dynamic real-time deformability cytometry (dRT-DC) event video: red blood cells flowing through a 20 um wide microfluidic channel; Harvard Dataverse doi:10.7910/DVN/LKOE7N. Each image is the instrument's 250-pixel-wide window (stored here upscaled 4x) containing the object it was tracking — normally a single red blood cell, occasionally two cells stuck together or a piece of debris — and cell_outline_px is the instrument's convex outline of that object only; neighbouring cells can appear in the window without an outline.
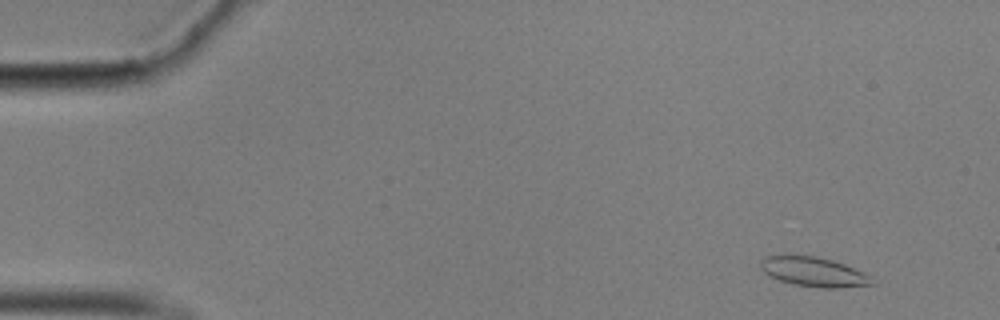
{"species": "common noctule bat (a hibernating species)", "species_latin": "Nyctalus noctula", "temperature_condition": "cold", "stored_images_in_passage": 59, "segment_of_instrument_passage": [1, 2], "camera_frame_rate_fps": 3000, "um_per_image_px": 0.085, "animal": {"sex": "male", "body_mass_g": 17.9}, "frame": {"image": 1, "passage_image": 5, "time_ms": 1.333, "image_size_px": [1000, 320], "cell_outline_px": [[876, 284], [840, 288], [824, 288], [792, 284], [768, 276], [760, 268], [760, 260], [764, 256], [788, 252], [816, 256], [832, 260], [844, 264], [872, 276]], "centroid_in_image_um": [69.1, 23.06], "position_along_channel_um": 15.9, "area_um2": 19.94}}
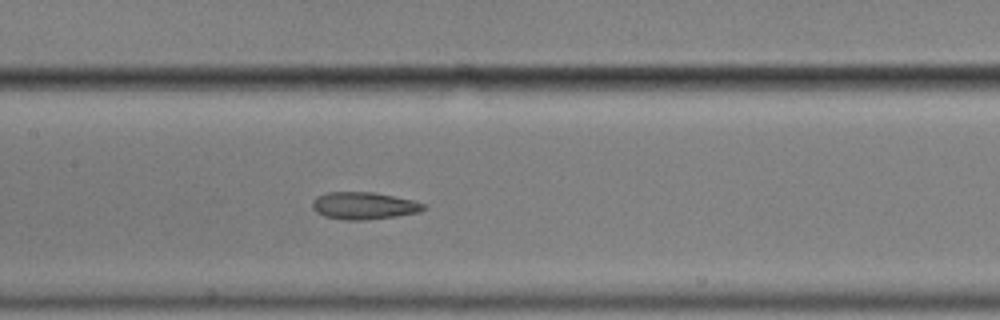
{"frame": {"image": 2, "passage_image": 28, "time_ms": 9.0, "image_size_px": [1000, 320], "cell_outline_px": [[428, 208], [420, 212], [396, 216], [364, 220], [344, 220], [324, 216], [316, 212], [312, 208], [312, 200], [316, 196], [328, 192], [372, 192], [412, 200], [428, 204]], "centroid_in_image_um": [30.94, 17.49], "position_along_channel_um": 176.5, "area_um2": 17.8}}
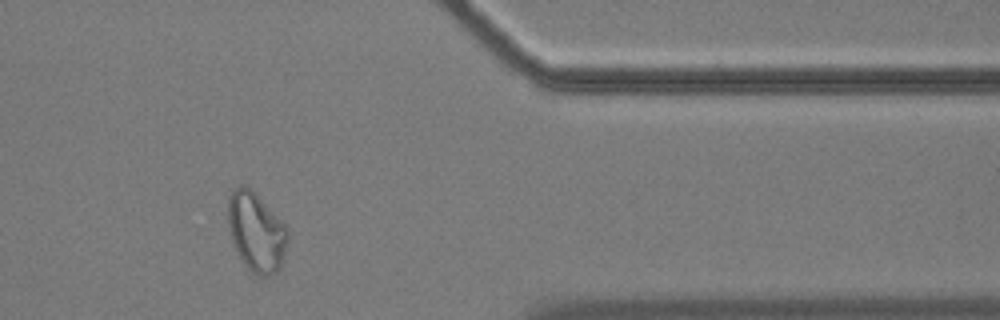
{"frame": {"image": 3, "passage_image": 48, "time_ms": 15.667, "image_size_px": [1000, 320], "cell_outline_px": [[288, 240], [284, 256], [280, 268], [276, 272], [268, 276], [260, 276], [252, 272], [244, 264], [232, 244], [228, 220], [228, 196], [240, 184], [248, 188], [284, 224], [288, 232]], "centroid_in_image_um": [21.77, 19.77], "position_along_channel_um": 389.6, "area_um2": 26.99}}